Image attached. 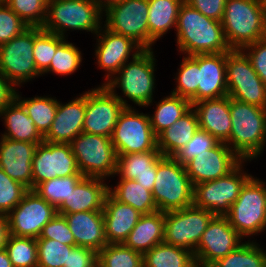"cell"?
<instances>
[{"label":"cell","mask_w":266,"mask_h":267,"mask_svg":"<svg viewBox=\"0 0 266 267\" xmlns=\"http://www.w3.org/2000/svg\"><path fill=\"white\" fill-rule=\"evenodd\" d=\"M178 52L184 55L226 53L230 47L220 21L204 16L183 2L176 24Z\"/></svg>","instance_id":"cell-1"},{"label":"cell","mask_w":266,"mask_h":267,"mask_svg":"<svg viewBox=\"0 0 266 267\" xmlns=\"http://www.w3.org/2000/svg\"><path fill=\"white\" fill-rule=\"evenodd\" d=\"M153 49H144L134 59L125 63L119 71L106 83V86L125 107H132L128 103L132 101L134 105L140 107H151L155 101V71L156 58ZM122 95H118L117 89Z\"/></svg>","instance_id":"cell-2"},{"label":"cell","mask_w":266,"mask_h":267,"mask_svg":"<svg viewBox=\"0 0 266 267\" xmlns=\"http://www.w3.org/2000/svg\"><path fill=\"white\" fill-rule=\"evenodd\" d=\"M230 117L226 144L242 161L257 160L266 146V108L230 98Z\"/></svg>","instance_id":"cell-3"},{"label":"cell","mask_w":266,"mask_h":267,"mask_svg":"<svg viewBox=\"0 0 266 267\" xmlns=\"http://www.w3.org/2000/svg\"><path fill=\"white\" fill-rule=\"evenodd\" d=\"M221 24L230 49H243L266 37L264 0H227Z\"/></svg>","instance_id":"cell-4"},{"label":"cell","mask_w":266,"mask_h":267,"mask_svg":"<svg viewBox=\"0 0 266 267\" xmlns=\"http://www.w3.org/2000/svg\"><path fill=\"white\" fill-rule=\"evenodd\" d=\"M103 8L99 0H48L42 29L68 39L70 29L96 35L103 25Z\"/></svg>","instance_id":"cell-5"},{"label":"cell","mask_w":266,"mask_h":267,"mask_svg":"<svg viewBox=\"0 0 266 267\" xmlns=\"http://www.w3.org/2000/svg\"><path fill=\"white\" fill-rule=\"evenodd\" d=\"M152 194L158 211L164 213L192 206L193 185L185 166L174 157L163 156L157 163Z\"/></svg>","instance_id":"cell-6"},{"label":"cell","mask_w":266,"mask_h":267,"mask_svg":"<svg viewBox=\"0 0 266 267\" xmlns=\"http://www.w3.org/2000/svg\"><path fill=\"white\" fill-rule=\"evenodd\" d=\"M230 225L246 239L266 230V182L252 176L225 215Z\"/></svg>","instance_id":"cell-7"},{"label":"cell","mask_w":266,"mask_h":267,"mask_svg":"<svg viewBox=\"0 0 266 267\" xmlns=\"http://www.w3.org/2000/svg\"><path fill=\"white\" fill-rule=\"evenodd\" d=\"M69 144L84 177H114L117 154L110 137L82 132Z\"/></svg>","instance_id":"cell-8"},{"label":"cell","mask_w":266,"mask_h":267,"mask_svg":"<svg viewBox=\"0 0 266 267\" xmlns=\"http://www.w3.org/2000/svg\"><path fill=\"white\" fill-rule=\"evenodd\" d=\"M242 161L228 175L193 186V206L209 210L212 214L225 216L236 201L245 183L253 176L244 171Z\"/></svg>","instance_id":"cell-9"},{"label":"cell","mask_w":266,"mask_h":267,"mask_svg":"<svg viewBox=\"0 0 266 267\" xmlns=\"http://www.w3.org/2000/svg\"><path fill=\"white\" fill-rule=\"evenodd\" d=\"M226 83L230 98L266 108V85L241 49L226 52Z\"/></svg>","instance_id":"cell-10"},{"label":"cell","mask_w":266,"mask_h":267,"mask_svg":"<svg viewBox=\"0 0 266 267\" xmlns=\"http://www.w3.org/2000/svg\"><path fill=\"white\" fill-rule=\"evenodd\" d=\"M111 141L117 155L158 150L148 113H141L136 107H125L121 112Z\"/></svg>","instance_id":"cell-11"},{"label":"cell","mask_w":266,"mask_h":267,"mask_svg":"<svg viewBox=\"0 0 266 267\" xmlns=\"http://www.w3.org/2000/svg\"><path fill=\"white\" fill-rule=\"evenodd\" d=\"M34 27L0 45V72L17 88L42 76L34 62Z\"/></svg>","instance_id":"cell-12"},{"label":"cell","mask_w":266,"mask_h":267,"mask_svg":"<svg viewBox=\"0 0 266 267\" xmlns=\"http://www.w3.org/2000/svg\"><path fill=\"white\" fill-rule=\"evenodd\" d=\"M148 0H120L103 8V26L148 49ZM106 17V18H105Z\"/></svg>","instance_id":"cell-13"},{"label":"cell","mask_w":266,"mask_h":267,"mask_svg":"<svg viewBox=\"0 0 266 267\" xmlns=\"http://www.w3.org/2000/svg\"><path fill=\"white\" fill-rule=\"evenodd\" d=\"M215 215L190 206L164 213V243L195 252L203 232Z\"/></svg>","instance_id":"cell-14"},{"label":"cell","mask_w":266,"mask_h":267,"mask_svg":"<svg viewBox=\"0 0 266 267\" xmlns=\"http://www.w3.org/2000/svg\"><path fill=\"white\" fill-rule=\"evenodd\" d=\"M79 172L76 158L69 143L43 141L38 144L32 160V189L39 183Z\"/></svg>","instance_id":"cell-15"},{"label":"cell","mask_w":266,"mask_h":267,"mask_svg":"<svg viewBox=\"0 0 266 267\" xmlns=\"http://www.w3.org/2000/svg\"><path fill=\"white\" fill-rule=\"evenodd\" d=\"M57 214V209L29 189L21 202L8 214L10 234L39 238L43 227Z\"/></svg>","instance_id":"cell-16"},{"label":"cell","mask_w":266,"mask_h":267,"mask_svg":"<svg viewBox=\"0 0 266 267\" xmlns=\"http://www.w3.org/2000/svg\"><path fill=\"white\" fill-rule=\"evenodd\" d=\"M125 106L104 85L86 91V110L83 132L105 137L112 136L117 120Z\"/></svg>","instance_id":"cell-17"},{"label":"cell","mask_w":266,"mask_h":267,"mask_svg":"<svg viewBox=\"0 0 266 267\" xmlns=\"http://www.w3.org/2000/svg\"><path fill=\"white\" fill-rule=\"evenodd\" d=\"M95 37L94 55L96 65L98 69L106 72L105 82L102 85L108 83L125 63L134 59L144 50L130 37L114 33L104 26L101 27Z\"/></svg>","instance_id":"cell-18"},{"label":"cell","mask_w":266,"mask_h":267,"mask_svg":"<svg viewBox=\"0 0 266 267\" xmlns=\"http://www.w3.org/2000/svg\"><path fill=\"white\" fill-rule=\"evenodd\" d=\"M244 238L230 225L226 216L215 215L203 232L194 252L196 264L210 267L238 248Z\"/></svg>","instance_id":"cell-19"},{"label":"cell","mask_w":266,"mask_h":267,"mask_svg":"<svg viewBox=\"0 0 266 267\" xmlns=\"http://www.w3.org/2000/svg\"><path fill=\"white\" fill-rule=\"evenodd\" d=\"M241 162L225 142H219L215 147L187 161L184 166L194 186L228 175Z\"/></svg>","instance_id":"cell-20"},{"label":"cell","mask_w":266,"mask_h":267,"mask_svg":"<svg viewBox=\"0 0 266 267\" xmlns=\"http://www.w3.org/2000/svg\"><path fill=\"white\" fill-rule=\"evenodd\" d=\"M226 95V53L198 54V91L191 104Z\"/></svg>","instance_id":"cell-21"},{"label":"cell","mask_w":266,"mask_h":267,"mask_svg":"<svg viewBox=\"0 0 266 267\" xmlns=\"http://www.w3.org/2000/svg\"><path fill=\"white\" fill-rule=\"evenodd\" d=\"M68 103L58 100L55 118L44 141L52 143H70L83 132L86 110V91Z\"/></svg>","instance_id":"cell-22"},{"label":"cell","mask_w":266,"mask_h":267,"mask_svg":"<svg viewBox=\"0 0 266 267\" xmlns=\"http://www.w3.org/2000/svg\"><path fill=\"white\" fill-rule=\"evenodd\" d=\"M37 146L0 136V168L28 189H32V160Z\"/></svg>","instance_id":"cell-23"},{"label":"cell","mask_w":266,"mask_h":267,"mask_svg":"<svg viewBox=\"0 0 266 267\" xmlns=\"http://www.w3.org/2000/svg\"><path fill=\"white\" fill-rule=\"evenodd\" d=\"M198 117L199 128L219 142H227L231 134L230 97L201 100L192 105Z\"/></svg>","instance_id":"cell-24"},{"label":"cell","mask_w":266,"mask_h":267,"mask_svg":"<svg viewBox=\"0 0 266 267\" xmlns=\"http://www.w3.org/2000/svg\"><path fill=\"white\" fill-rule=\"evenodd\" d=\"M108 186L105 179L84 177L57 208V213L63 215L80 211H102Z\"/></svg>","instance_id":"cell-25"},{"label":"cell","mask_w":266,"mask_h":267,"mask_svg":"<svg viewBox=\"0 0 266 267\" xmlns=\"http://www.w3.org/2000/svg\"><path fill=\"white\" fill-rule=\"evenodd\" d=\"M108 244L124 243L143 215L131 205L123 204L107 194L102 210Z\"/></svg>","instance_id":"cell-26"},{"label":"cell","mask_w":266,"mask_h":267,"mask_svg":"<svg viewBox=\"0 0 266 267\" xmlns=\"http://www.w3.org/2000/svg\"><path fill=\"white\" fill-rule=\"evenodd\" d=\"M75 238V246L87 247L97 253L107 244L102 211H80L63 214Z\"/></svg>","instance_id":"cell-27"},{"label":"cell","mask_w":266,"mask_h":267,"mask_svg":"<svg viewBox=\"0 0 266 267\" xmlns=\"http://www.w3.org/2000/svg\"><path fill=\"white\" fill-rule=\"evenodd\" d=\"M162 157L159 150L117 155V171L114 177L135 180L145 189L152 191L157 163Z\"/></svg>","instance_id":"cell-28"},{"label":"cell","mask_w":266,"mask_h":267,"mask_svg":"<svg viewBox=\"0 0 266 267\" xmlns=\"http://www.w3.org/2000/svg\"><path fill=\"white\" fill-rule=\"evenodd\" d=\"M0 118L5 125V131L0 133L1 137L36 144L44 141L33 119L27 115L23 105L16 98L0 112Z\"/></svg>","instance_id":"cell-29"},{"label":"cell","mask_w":266,"mask_h":267,"mask_svg":"<svg viewBox=\"0 0 266 267\" xmlns=\"http://www.w3.org/2000/svg\"><path fill=\"white\" fill-rule=\"evenodd\" d=\"M164 241V212L143 214L132 229L124 245L144 255Z\"/></svg>","instance_id":"cell-30"},{"label":"cell","mask_w":266,"mask_h":267,"mask_svg":"<svg viewBox=\"0 0 266 267\" xmlns=\"http://www.w3.org/2000/svg\"><path fill=\"white\" fill-rule=\"evenodd\" d=\"M198 129L197 113L191 108L157 136V148L163 156L173 157L191 140Z\"/></svg>","instance_id":"cell-31"},{"label":"cell","mask_w":266,"mask_h":267,"mask_svg":"<svg viewBox=\"0 0 266 267\" xmlns=\"http://www.w3.org/2000/svg\"><path fill=\"white\" fill-rule=\"evenodd\" d=\"M185 0H148V49L167 34L176 29L179 9ZM153 45V46H152Z\"/></svg>","instance_id":"cell-32"},{"label":"cell","mask_w":266,"mask_h":267,"mask_svg":"<svg viewBox=\"0 0 266 267\" xmlns=\"http://www.w3.org/2000/svg\"><path fill=\"white\" fill-rule=\"evenodd\" d=\"M108 193L117 201L131 205L142 214L158 211L152 191L135 180L119 178L115 186H108Z\"/></svg>","instance_id":"cell-33"},{"label":"cell","mask_w":266,"mask_h":267,"mask_svg":"<svg viewBox=\"0 0 266 267\" xmlns=\"http://www.w3.org/2000/svg\"><path fill=\"white\" fill-rule=\"evenodd\" d=\"M191 108L192 104L190 100L171 93L159 100L156 103L154 113H148L155 136L157 137L162 131L172 126Z\"/></svg>","instance_id":"cell-34"},{"label":"cell","mask_w":266,"mask_h":267,"mask_svg":"<svg viewBox=\"0 0 266 267\" xmlns=\"http://www.w3.org/2000/svg\"><path fill=\"white\" fill-rule=\"evenodd\" d=\"M194 253L166 243L153 246L143 255V267H195Z\"/></svg>","instance_id":"cell-35"},{"label":"cell","mask_w":266,"mask_h":267,"mask_svg":"<svg viewBox=\"0 0 266 267\" xmlns=\"http://www.w3.org/2000/svg\"><path fill=\"white\" fill-rule=\"evenodd\" d=\"M20 93L17 90L16 99L23 105L27 115L33 119L39 133L44 136L55 118L58 100L49 95L23 98Z\"/></svg>","instance_id":"cell-36"},{"label":"cell","mask_w":266,"mask_h":267,"mask_svg":"<svg viewBox=\"0 0 266 267\" xmlns=\"http://www.w3.org/2000/svg\"><path fill=\"white\" fill-rule=\"evenodd\" d=\"M247 240L210 267H266V250L257 241Z\"/></svg>","instance_id":"cell-37"},{"label":"cell","mask_w":266,"mask_h":267,"mask_svg":"<svg viewBox=\"0 0 266 267\" xmlns=\"http://www.w3.org/2000/svg\"><path fill=\"white\" fill-rule=\"evenodd\" d=\"M83 178L84 175L57 177L37 184L32 190L57 209Z\"/></svg>","instance_id":"cell-38"},{"label":"cell","mask_w":266,"mask_h":267,"mask_svg":"<svg viewBox=\"0 0 266 267\" xmlns=\"http://www.w3.org/2000/svg\"><path fill=\"white\" fill-rule=\"evenodd\" d=\"M97 267H143V255L121 244H107L98 252Z\"/></svg>","instance_id":"cell-39"},{"label":"cell","mask_w":266,"mask_h":267,"mask_svg":"<svg viewBox=\"0 0 266 267\" xmlns=\"http://www.w3.org/2000/svg\"><path fill=\"white\" fill-rule=\"evenodd\" d=\"M171 94L190 100L198 91V54L183 55Z\"/></svg>","instance_id":"cell-40"},{"label":"cell","mask_w":266,"mask_h":267,"mask_svg":"<svg viewBox=\"0 0 266 267\" xmlns=\"http://www.w3.org/2000/svg\"><path fill=\"white\" fill-rule=\"evenodd\" d=\"M66 38L45 31L42 27H34V62L37 70L43 74L50 66L57 47Z\"/></svg>","instance_id":"cell-41"},{"label":"cell","mask_w":266,"mask_h":267,"mask_svg":"<svg viewBox=\"0 0 266 267\" xmlns=\"http://www.w3.org/2000/svg\"><path fill=\"white\" fill-rule=\"evenodd\" d=\"M5 250L13 267H37V239L9 235Z\"/></svg>","instance_id":"cell-42"},{"label":"cell","mask_w":266,"mask_h":267,"mask_svg":"<svg viewBox=\"0 0 266 267\" xmlns=\"http://www.w3.org/2000/svg\"><path fill=\"white\" fill-rule=\"evenodd\" d=\"M79 49L75 44L65 39L57 47L49 68L42 75L53 73L59 76H68L75 73L83 61V54Z\"/></svg>","instance_id":"cell-43"},{"label":"cell","mask_w":266,"mask_h":267,"mask_svg":"<svg viewBox=\"0 0 266 267\" xmlns=\"http://www.w3.org/2000/svg\"><path fill=\"white\" fill-rule=\"evenodd\" d=\"M74 247L75 245H65L57 240L37 239V267H64V265H68V253Z\"/></svg>","instance_id":"cell-44"},{"label":"cell","mask_w":266,"mask_h":267,"mask_svg":"<svg viewBox=\"0 0 266 267\" xmlns=\"http://www.w3.org/2000/svg\"><path fill=\"white\" fill-rule=\"evenodd\" d=\"M6 4L29 27H42L44 25L48 0H7Z\"/></svg>","instance_id":"cell-45"},{"label":"cell","mask_w":266,"mask_h":267,"mask_svg":"<svg viewBox=\"0 0 266 267\" xmlns=\"http://www.w3.org/2000/svg\"><path fill=\"white\" fill-rule=\"evenodd\" d=\"M28 190L22 183L11 179L0 168V213L7 215L21 202Z\"/></svg>","instance_id":"cell-46"},{"label":"cell","mask_w":266,"mask_h":267,"mask_svg":"<svg viewBox=\"0 0 266 267\" xmlns=\"http://www.w3.org/2000/svg\"><path fill=\"white\" fill-rule=\"evenodd\" d=\"M218 143L219 141L215 137L199 128L191 140L173 157L184 165L190 159L215 147Z\"/></svg>","instance_id":"cell-47"},{"label":"cell","mask_w":266,"mask_h":267,"mask_svg":"<svg viewBox=\"0 0 266 267\" xmlns=\"http://www.w3.org/2000/svg\"><path fill=\"white\" fill-rule=\"evenodd\" d=\"M29 26L9 6L0 4V45L20 35Z\"/></svg>","instance_id":"cell-48"},{"label":"cell","mask_w":266,"mask_h":267,"mask_svg":"<svg viewBox=\"0 0 266 267\" xmlns=\"http://www.w3.org/2000/svg\"><path fill=\"white\" fill-rule=\"evenodd\" d=\"M37 239L57 240L65 245H75V238L64 215L56 214L44 227Z\"/></svg>","instance_id":"cell-49"},{"label":"cell","mask_w":266,"mask_h":267,"mask_svg":"<svg viewBox=\"0 0 266 267\" xmlns=\"http://www.w3.org/2000/svg\"><path fill=\"white\" fill-rule=\"evenodd\" d=\"M248 56L254 70L266 85V37L242 49Z\"/></svg>","instance_id":"cell-50"},{"label":"cell","mask_w":266,"mask_h":267,"mask_svg":"<svg viewBox=\"0 0 266 267\" xmlns=\"http://www.w3.org/2000/svg\"><path fill=\"white\" fill-rule=\"evenodd\" d=\"M98 253L87 247L75 246L68 253V265L64 267H97Z\"/></svg>","instance_id":"cell-51"},{"label":"cell","mask_w":266,"mask_h":267,"mask_svg":"<svg viewBox=\"0 0 266 267\" xmlns=\"http://www.w3.org/2000/svg\"><path fill=\"white\" fill-rule=\"evenodd\" d=\"M227 0H185L191 7L197 9L204 16L220 21L223 18Z\"/></svg>","instance_id":"cell-52"},{"label":"cell","mask_w":266,"mask_h":267,"mask_svg":"<svg viewBox=\"0 0 266 267\" xmlns=\"http://www.w3.org/2000/svg\"><path fill=\"white\" fill-rule=\"evenodd\" d=\"M17 90L19 89L0 72V112L16 98Z\"/></svg>","instance_id":"cell-53"},{"label":"cell","mask_w":266,"mask_h":267,"mask_svg":"<svg viewBox=\"0 0 266 267\" xmlns=\"http://www.w3.org/2000/svg\"><path fill=\"white\" fill-rule=\"evenodd\" d=\"M9 235L8 217L0 213V251L5 249Z\"/></svg>","instance_id":"cell-54"},{"label":"cell","mask_w":266,"mask_h":267,"mask_svg":"<svg viewBox=\"0 0 266 267\" xmlns=\"http://www.w3.org/2000/svg\"><path fill=\"white\" fill-rule=\"evenodd\" d=\"M0 267H13L5 249L0 251Z\"/></svg>","instance_id":"cell-55"},{"label":"cell","mask_w":266,"mask_h":267,"mask_svg":"<svg viewBox=\"0 0 266 267\" xmlns=\"http://www.w3.org/2000/svg\"><path fill=\"white\" fill-rule=\"evenodd\" d=\"M101 2V6L102 8L110 5L111 3H114V2H117V1H120V0H99Z\"/></svg>","instance_id":"cell-56"},{"label":"cell","mask_w":266,"mask_h":267,"mask_svg":"<svg viewBox=\"0 0 266 267\" xmlns=\"http://www.w3.org/2000/svg\"><path fill=\"white\" fill-rule=\"evenodd\" d=\"M7 3V0H0V4H5Z\"/></svg>","instance_id":"cell-57"},{"label":"cell","mask_w":266,"mask_h":267,"mask_svg":"<svg viewBox=\"0 0 266 267\" xmlns=\"http://www.w3.org/2000/svg\"><path fill=\"white\" fill-rule=\"evenodd\" d=\"M264 5H265V16H266V0H264Z\"/></svg>","instance_id":"cell-58"}]
</instances>
